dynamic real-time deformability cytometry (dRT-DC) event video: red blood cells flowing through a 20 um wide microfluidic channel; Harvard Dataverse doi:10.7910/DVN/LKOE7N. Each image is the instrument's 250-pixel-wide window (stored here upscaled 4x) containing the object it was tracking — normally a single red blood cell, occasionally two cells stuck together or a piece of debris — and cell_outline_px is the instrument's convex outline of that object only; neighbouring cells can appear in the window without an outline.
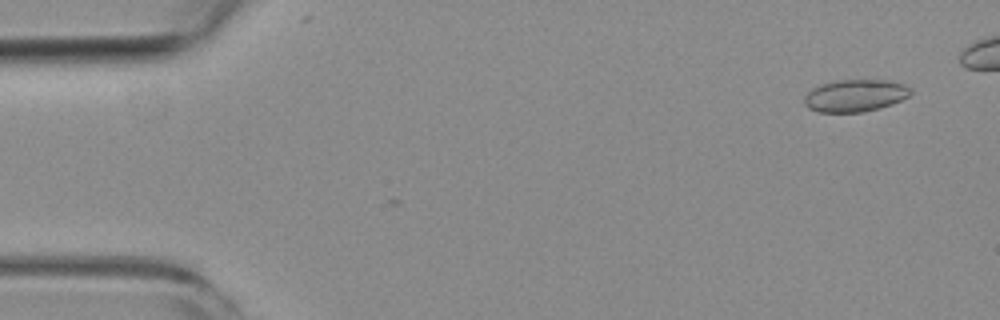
{"species": "common noctule bat (a hibernating species)", "species_latin": "Nyctalus noctula", "temperature_condition": "room temperature", "stored_images_in_passage": 5, "camera_frame_rate_fps": 3000, "um_per_image_px": 0.085, "animal": {"sex": "female", "body_mass_g": 19.3, "forearm_length_mm": 54.1}, "frame": {"image": 1, "passage_image": 3, "time_ms": 0.667, "image_size_px": [1000, 320], "cell_outline_px": [[912, 92], [908, 96], [892, 104], [860, 112], [820, 112], [808, 108], [804, 104], [804, 96], [812, 88], [820, 84], [836, 80], [888, 80], [904, 84], [912, 88]], "centroid_in_image_um": [72.67, 8.11], "position_along_channel_um": 12.3, "area_um2": 19.94}}